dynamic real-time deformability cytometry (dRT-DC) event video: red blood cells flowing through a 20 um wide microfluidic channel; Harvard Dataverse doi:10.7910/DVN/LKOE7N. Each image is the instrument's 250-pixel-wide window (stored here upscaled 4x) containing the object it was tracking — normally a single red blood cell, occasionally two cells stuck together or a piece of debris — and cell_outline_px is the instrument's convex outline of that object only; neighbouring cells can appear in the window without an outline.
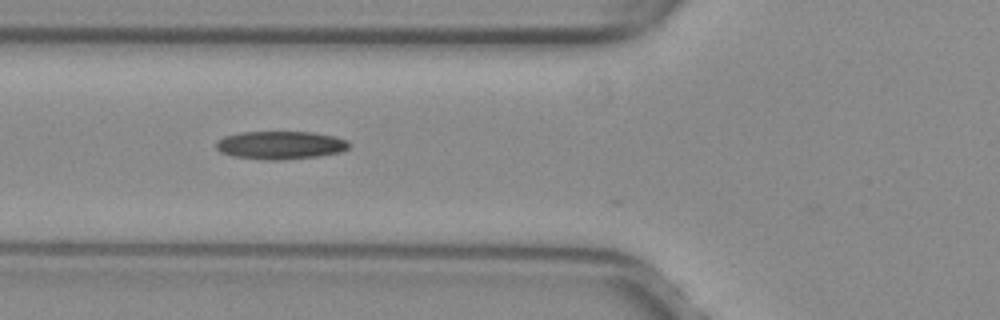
{"species": "common noctule bat (a hibernating species)", "species_latin": "Nyctalus noctula", "temperature_condition": "warm", "stored_images_in_passage": 3, "camera_frame_rate_fps": 3000, "um_per_image_px": 0.085, "animal": {"sex": "female", "body_mass_g": 29.2, "forearm_length_mm": 56.3}, "frame": {"image": 1, "passage_image": 2, "time_ms": 0.333, "image_size_px": [1000, 320], "cell_outline_px": [[348, 148], [340, 152], [320, 156], [276, 160], [268, 160], [232, 156], [220, 152], [216, 148], [216, 140], [224, 136], [240, 132], [316, 132], [336, 136], [348, 140]], "centroid_in_image_um": [23.83, 12.33], "position_along_channel_um": 102.0, "area_um2": 21.91}}